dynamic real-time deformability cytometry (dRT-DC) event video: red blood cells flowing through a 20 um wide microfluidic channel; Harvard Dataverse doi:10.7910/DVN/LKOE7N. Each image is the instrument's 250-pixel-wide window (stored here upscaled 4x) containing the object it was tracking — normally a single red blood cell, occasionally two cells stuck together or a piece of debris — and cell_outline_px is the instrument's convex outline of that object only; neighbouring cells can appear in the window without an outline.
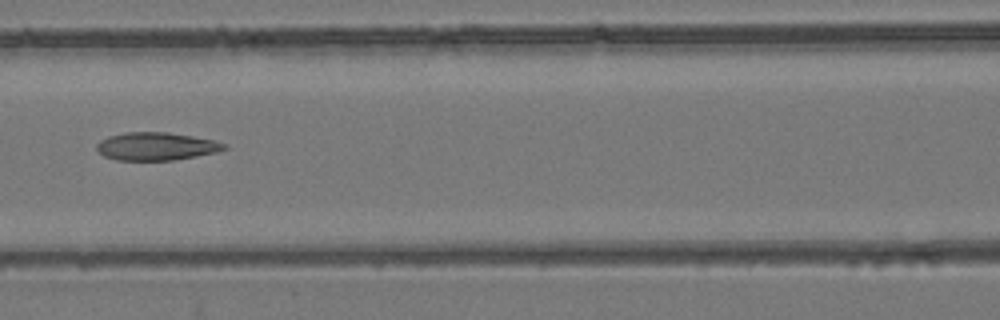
{"species": "common noctule bat (a hibernating species)", "species_latin": "Nyctalus noctula", "temperature_condition": "room temperature", "stored_images_in_passage": 3, "camera_frame_rate_fps": 3000, "um_per_image_px": 0.085, "animal": {"sex": "female", "body_mass_g": 24.6, "forearm_length_mm": 56.2}, "frame": {"image": 1, "passage_image": 3, "time_ms": 2.333, "image_size_px": [1000, 320], "cell_outline_px": [[228, 148], [216, 152], [196, 156], [172, 160], [116, 160], [104, 156], [96, 148], [96, 144], [100, 140], [108, 136], [124, 132], [168, 132], [216, 140], [228, 144]], "centroid_in_image_um": [13.29, 12.43], "position_along_channel_um": 153.3, "area_um2": 20.87}}